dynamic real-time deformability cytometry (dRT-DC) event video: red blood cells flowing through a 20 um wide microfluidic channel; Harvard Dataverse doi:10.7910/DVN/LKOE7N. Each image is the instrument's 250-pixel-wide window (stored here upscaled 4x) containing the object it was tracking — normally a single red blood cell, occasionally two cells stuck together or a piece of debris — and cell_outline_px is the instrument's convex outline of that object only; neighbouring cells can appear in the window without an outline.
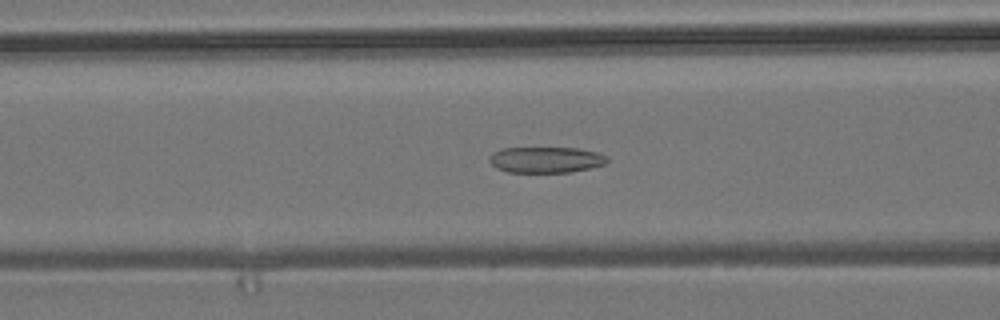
{"species": "common noctule bat (a hibernating species)", "species_latin": "Nyctalus noctula", "temperature_condition": "room temperature", "stored_images_in_passage": 41, "camera_frame_rate_fps": 3000, "um_per_image_px": 0.085, "animal": {"sex": "male", "body_mass_g": 19.2, "forearm_length_mm": 51.8}, "frame": {"image": 1, "passage_image": 12, "time_ms": 3.667, "image_size_px": [1000, 320], "cell_outline_px": [[608, 160], [604, 164], [592, 168], [572, 172], [508, 172], [496, 168], [488, 160], [488, 156], [492, 152], [500, 148], [576, 148], [596, 152], [608, 156]], "centroid_in_image_um": [46.37, 13.58], "position_along_channel_um": 120.2, "area_um2": 17.98}}
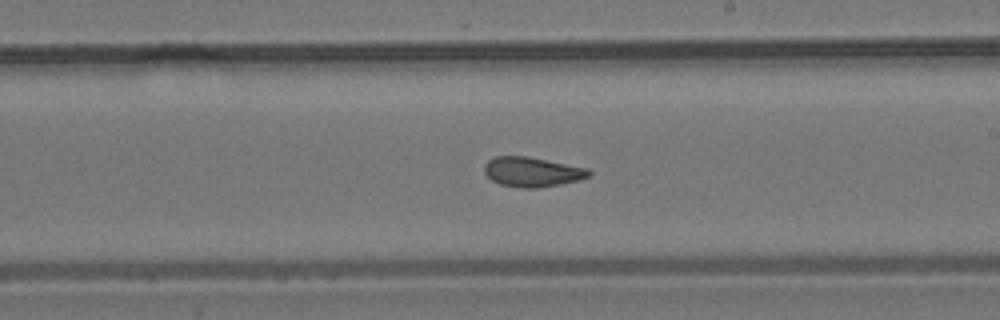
{"frame": {"image": 2, "passage_image": 22, "time_ms": 7.0, "image_size_px": [1000, 320], "cell_outline_px": [[592, 172], [588, 176], [576, 180], [560, 184], [536, 188], [520, 188], [500, 184], [492, 180], [484, 172], [484, 164], [488, 160], [496, 156], [528, 156], [588, 168]], "centroid_in_image_um": [45.2, 14.6], "position_along_channel_um": 243.8, "area_um2": 18.03}}
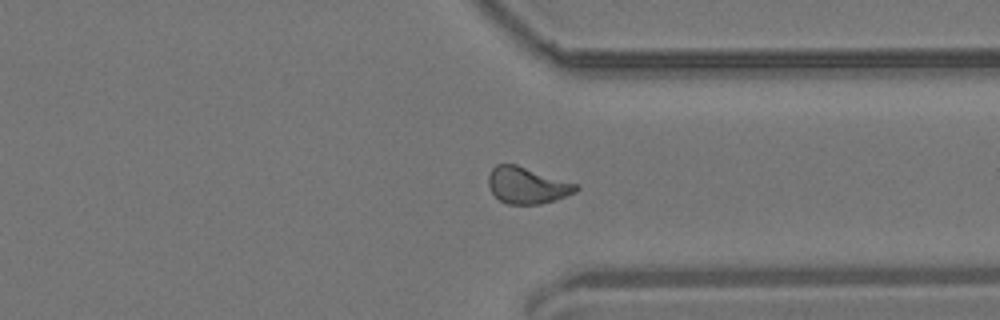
{"frame": {"image": 3, "passage_image": 32, "time_ms": 10.333, "image_size_px": [1000, 320], "cell_outline_px": [[580, 188], [576, 192], [556, 200], [540, 204], [508, 204], [500, 200], [492, 192], [488, 184], [488, 176], [492, 168], [496, 164], [516, 164], [576, 184]], "centroid_in_image_um": [44.8, 15.76], "position_along_channel_um": 366.6, "area_um2": 18.5}}